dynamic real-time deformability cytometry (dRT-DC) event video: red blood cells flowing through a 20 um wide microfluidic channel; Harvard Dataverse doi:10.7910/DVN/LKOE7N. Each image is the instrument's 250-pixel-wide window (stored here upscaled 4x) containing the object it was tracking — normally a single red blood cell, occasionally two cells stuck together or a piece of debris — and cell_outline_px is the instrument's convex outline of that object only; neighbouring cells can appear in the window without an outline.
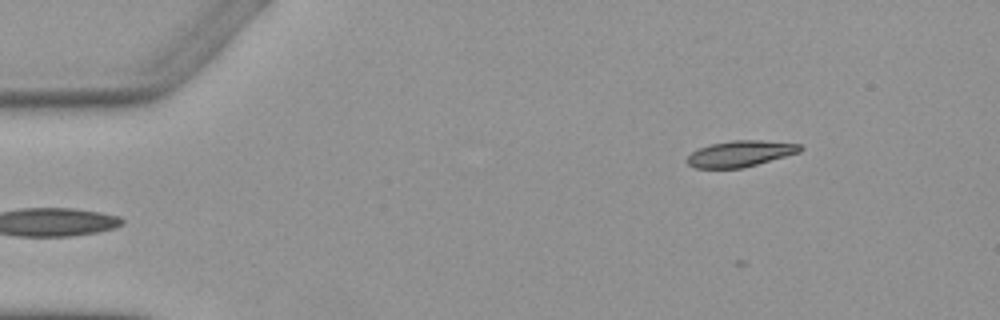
{"species": "Egyptian fruit bat (a non-hibernating species)", "species_latin": "Rousettus aegyptiacus", "temperature_condition": "warm", "stored_images_in_passage": 3, "camera_frame_rate_fps": 3000, "um_per_image_px": 0.085, "animal": {"sex": "female"}, "frame": {"image": 1, "passage_image": 3, "time_ms": 3.333, "image_size_px": [1000, 320], "cell_outline_px": [[804, 148], [800, 152], [744, 168], [696, 168], [688, 164], [688, 156], [692, 152], [700, 148], [712, 144], [732, 140], [760, 140], [800, 144]], "centroid_in_image_um": [62.96, 13.06], "position_along_channel_um": 22.0, "area_um2": 17.05}}